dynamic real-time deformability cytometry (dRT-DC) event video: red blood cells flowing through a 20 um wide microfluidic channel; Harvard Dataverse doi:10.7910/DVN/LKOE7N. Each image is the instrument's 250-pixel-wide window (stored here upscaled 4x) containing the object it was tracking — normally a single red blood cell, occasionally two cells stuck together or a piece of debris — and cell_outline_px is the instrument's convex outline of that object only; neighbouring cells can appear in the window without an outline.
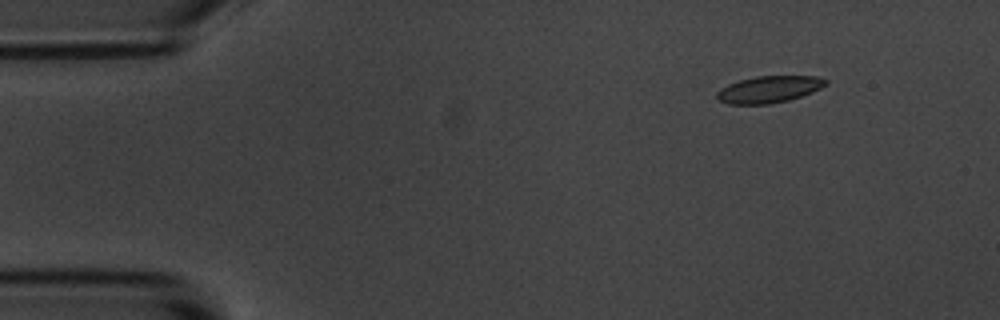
{"species": "common noctule bat (a hibernating species)", "species_latin": "Nyctalus noctula", "temperature_condition": "room temperature", "stored_images_in_passage": 7, "camera_frame_rate_fps": 3000, "um_per_image_px": 0.085, "animal": {"sex": "male", "body_mass_g": 20.1, "forearm_length_mm": 53.5}, "frame": {"image": 1, "passage_image": 1, "time_ms": 0.0, "image_size_px": [1000, 320], "cell_outline_px": [[828, 84], [812, 92], [788, 100], [768, 104], [728, 104], [720, 100], [716, 96], [716, 92], [720, 88], [728, 84], [740, 80], [756, 76], [816, 76], [828, 80]], "centroid_in_image_um": [65.36, 7.59], "position_along_channel_um": 19.6, "area_um2": 16.94}}
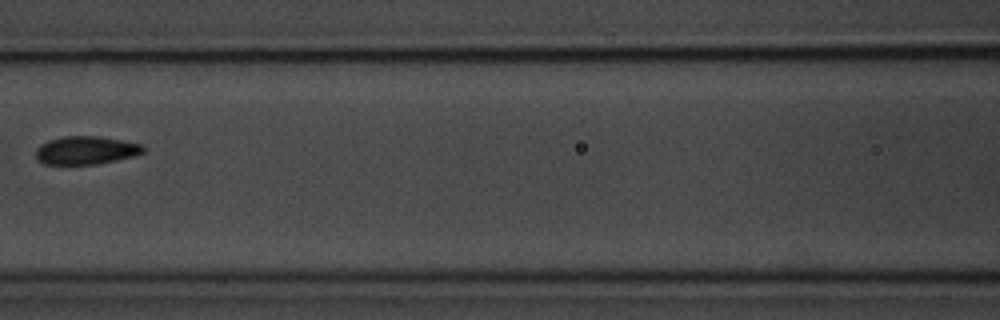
{"frame": {"image": 2, "passage_image": 6, "time_ms": 6.0, "image_size_px": [1000, 320], "cell_outline_px": [[144, 152], [132, 156], [116, 160], [96, 164], [44, 164], [36, 156], [36, 148], [40, 144], [48, 140], [64, 136], [100, 136], [144, 144]], "centroid_in_image_um": [7.31, 12.76], "position_along_channel_um": 159.3, "area_um2": 17.63}}
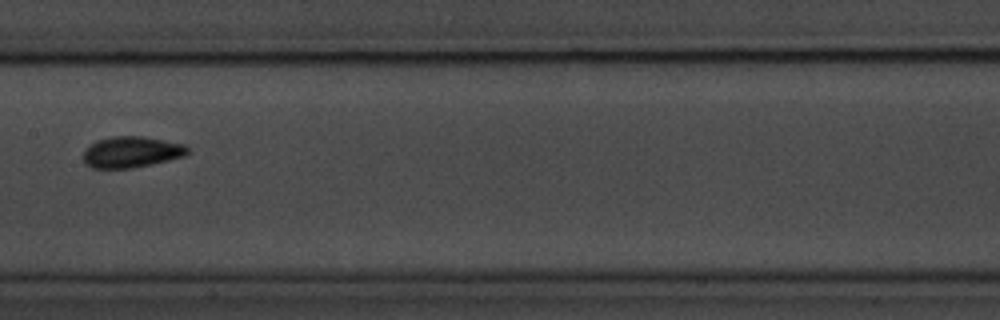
{"frame": {"image": 3, "passage_image": 7, "time_ms": 7.0, "image_size_px": [1000, 320], "cell_outline_px": [[188, 152], [184, 156], [152, 164], [132, 168], [92, 168], [84, 164], [84, 152], [96, 140], [112, 136], [144, 136], [184, 144], [188, 148]], "centroid_in_image_um": [11.17, 12.92], "position_along_channel_um": 196.2, "area_um2": 18.84}}